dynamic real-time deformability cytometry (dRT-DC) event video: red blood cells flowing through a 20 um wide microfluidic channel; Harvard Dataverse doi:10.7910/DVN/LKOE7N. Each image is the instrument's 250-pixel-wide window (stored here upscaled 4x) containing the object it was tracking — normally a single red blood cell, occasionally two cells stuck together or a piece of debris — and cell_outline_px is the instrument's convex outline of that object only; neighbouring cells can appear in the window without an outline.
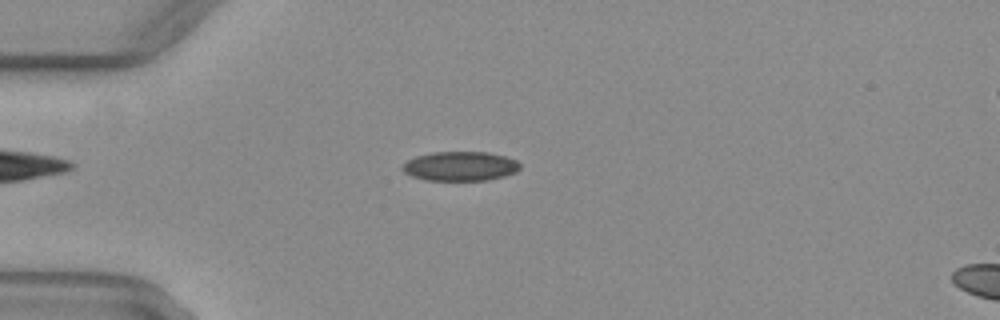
{"species": "common noctule bat (a hibernating species)", "species_latin": "Nyctalus noctula", "temperature_condition": "warm", "stored_images_in_passage": 45, "camera_frame_rate_fps": 3000, "um_per_image_px": 0.085, "animal": {"sex": "female", "body_mass_g": 29.2, "forearm_length_mm": 56.3}, "frame": {"image": 1, "passage_image": 8, "time_ms": 2.333, "image_size_px": [1000, 320], "cell_outline_px": [[520, 168], [516, 172], [504, 176], [488, 180], [424, 180], [412, 176], [404, 172], [404, 164], [408, 160], [416, 156], [432, 152], [488, 152], [504, 156], [516, 160], [520, 164]], "centroid_in_image_um": [39.14, 14.12], "position_along_channel_um": 45.9, "area_um2": 20.0}}
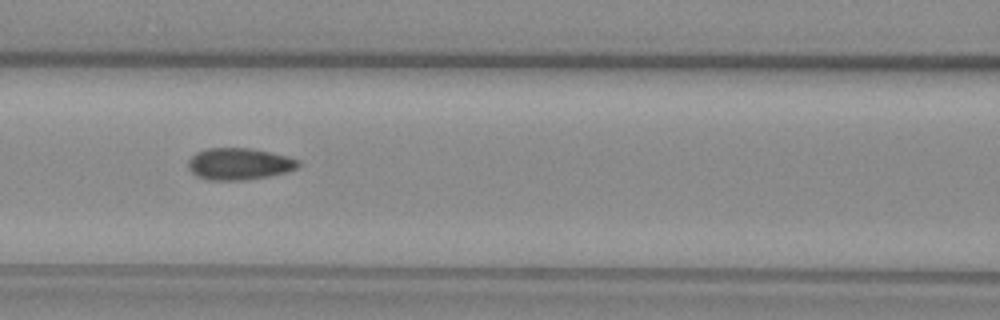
{"frame": {"image": 2, "passage_image": 17, "time_ms": 5.333, "image_size_px": [1000, 320], "cell_outline_px": [[300, 164], [296, 168], [284, 172], [268, 176], [244, 180], [208, 180], [196, 176], [188, 168], [188, 160], [196, 152], [208, 148], [248, 148], [288, 156], [300, 160]], "centroid_in_image_um": [20.3, 13.93], "position_along_channel_um": 146.3, "area_um2": 20.29}}
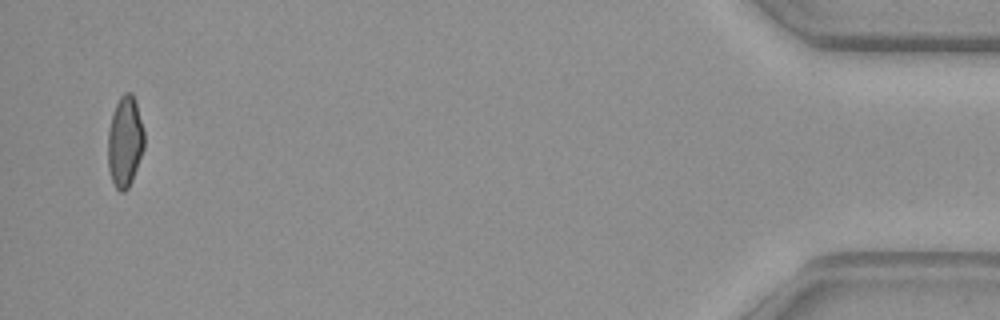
{"frame": {"image": 3, "passage_image": 44, "time_ms": 14.333, "image_size_px": [1000, 320], "cell_outline_px": [[144, 148], [132, 180], [128, 188], [124, 192], [120, 192], [116, 188], [112, 180], [108, 168], [108, 128], [112, 112], [120, 96], [124, 92], [132, 92], [136, 100], [144, 128]], "centroid_in_image_um": [10.62, 12.0], "position_along_channel_um": 424.6, "area_um2": 19.54}, "authors_computed_cell_mechanics": {"area_um2": 19.8832, "velocity_mm_per_s": 4.0563, "shape_relaxation_time_tau1_ms": 11.1916, "shape_relaxation_time_tau2_ms": 1.0515, "deformation_change_tau1": 0.2189, "deformation_change_tau2": 0.0708}}